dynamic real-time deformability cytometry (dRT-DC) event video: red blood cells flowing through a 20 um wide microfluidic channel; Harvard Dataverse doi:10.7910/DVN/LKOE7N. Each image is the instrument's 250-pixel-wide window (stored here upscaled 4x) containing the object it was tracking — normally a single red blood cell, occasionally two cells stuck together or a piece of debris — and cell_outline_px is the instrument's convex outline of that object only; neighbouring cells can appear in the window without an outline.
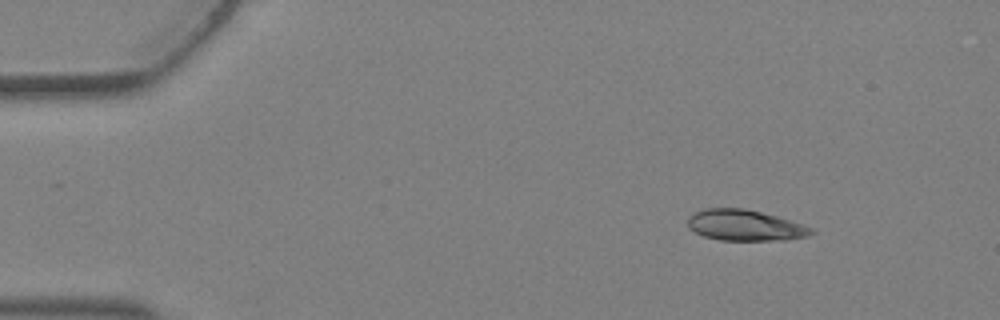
{"species": "Egyptian fruit bat (a non-hibernating species)", "species_latin": "Rousettus aegyptiacus", "temperature_condition": "warm", "stored_images_in_passage": 4, "camera_frame_rate_fps": 3000, "um_per_image_px": 0.085, "animal": {"sex": "female"}, "frame": {"image": 1, "passage_image": 1, "time_ms": 0.0, "image_size_px": [1000, 320], "cell_outline_px": [[816, 232], [808, 236], [784, 240], [720, 240], [704, 236], [688, 228], [688, 216], [704, 208], [744, 208], [776, 216], [812, 228]], "centroid_in_image_um": [63.3, 19.15], "position_along_channel_um": 21.7, "area_um2": 22.08}}
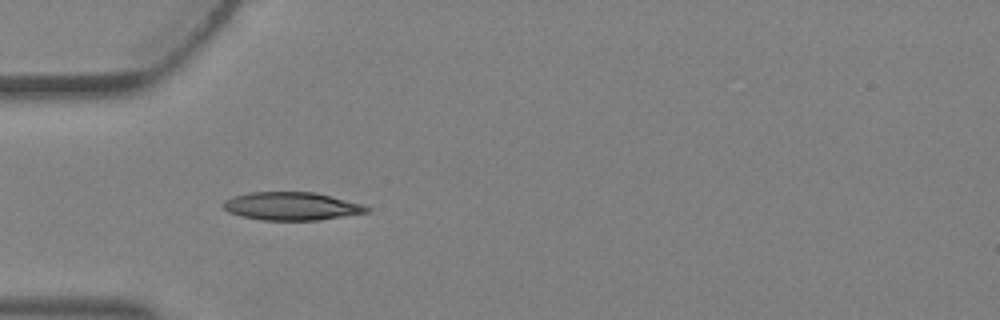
{"frame": {"image": 2, "passage_image": 3, "time_ms": 0.667, "image_size_px": [1000, 320], "cell_outline_px": [[372, 208], [368, 212], [316, 220], [260, 220], [228, 212], [220, 204], [224, 200], [232, 196], [252, 192], [312, 192], [332, 196], [364, 204]], "centroid_in_image_um": [24.77, 17.52], "position_along_channel_um": 60.2, "area_um2": 23.47}}
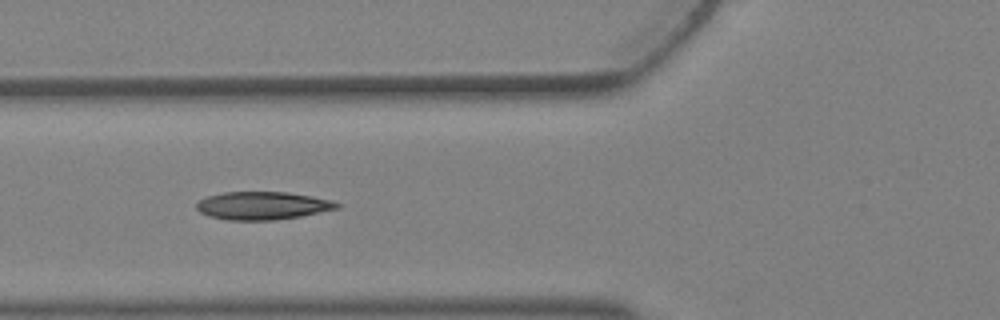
{"frame": {"image": 3, "passage_image": 4, "time_ms": 1.0, "image_size_px": [1000, 320], "cell_outline_px": [[340, 208], [300, 216], [272, 220], [224, 220], [208, 216], [200, 212], [196, 208], [196, 204], [200, 200], [208, 196], [224, 192], [288, 192], [332, 200], [340, 204]], "centroid_in_image_um": [22.3, 17.48], "position_along_channel_um": 103.5, "area_um2": 22.83}}